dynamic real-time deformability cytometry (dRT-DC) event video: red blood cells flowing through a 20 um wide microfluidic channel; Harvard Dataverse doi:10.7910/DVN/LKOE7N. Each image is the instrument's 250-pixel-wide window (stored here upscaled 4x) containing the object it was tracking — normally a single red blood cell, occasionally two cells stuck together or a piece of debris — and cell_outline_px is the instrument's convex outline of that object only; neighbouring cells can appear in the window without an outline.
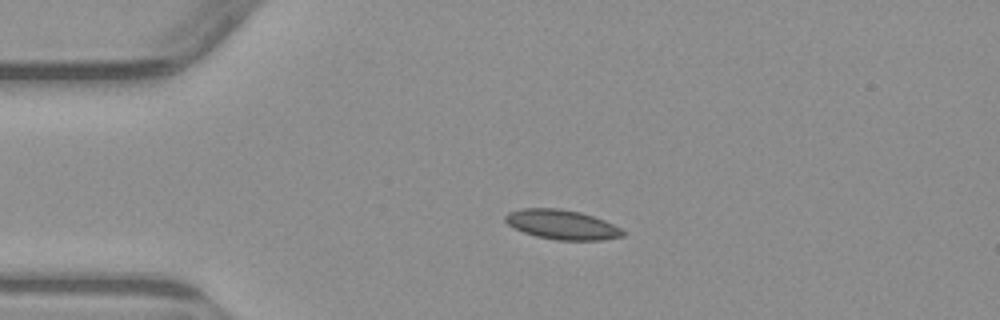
{"species": "common noctule bat (a hibernating species)", "species_latin": "Nyctalus noctula", "temperature_condition": "warm", "stored_images_in_passage": 2, "camera_frame_rate_fps": 3000, "um_per_image_px": 0.085, "animal": {"sex": "male", "body_mass_g": 23.1, "forearm_length_mm": 52.7}, "frame": {"image": 1, "passage_image": 1, "time_ms": 0.0, "image_size_px": [1000, 320], "cell_outline_px": [[624, 236], [600, 240], [556, 240], [536, 236], [524, 232], [508, 224], [504, 220], [504, 216], [508, 212], [520, 208], [560, 208], [580, 212], [604, 220], [620, 228], [624, 232]], "centroid_in_image_um": [47.74, 19.08], "position_along_channel_um": 37.3, "area_um2": 20.17}}